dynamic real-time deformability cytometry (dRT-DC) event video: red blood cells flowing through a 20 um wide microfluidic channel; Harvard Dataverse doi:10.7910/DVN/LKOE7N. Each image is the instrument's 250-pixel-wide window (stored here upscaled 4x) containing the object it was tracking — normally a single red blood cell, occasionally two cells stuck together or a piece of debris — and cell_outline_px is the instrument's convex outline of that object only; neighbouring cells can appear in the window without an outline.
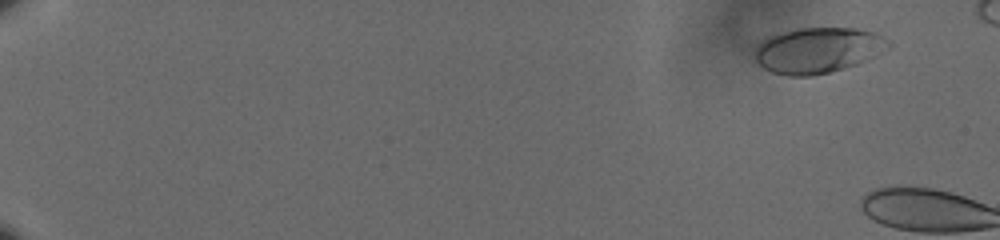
{"species": "human", "species_latin": "Homo sapiens", "temperature_condition": "cold", "stored_images_in_passage": 9, "camera_frame_rate_fps": 3000, "um_per_image_px": 0.085, "donor": {"sex": "male"}, "frame": {"image": 1, "passage_image": 6, "time_ms": 1.667, "image_size_px": [1000, 240], "cell_outline_px": [[892, 44], [888, 48], [856, 64], [844, 68], [812, 76], [788, 76], [772, 72], [764, 68], [756, 60], [756, 48], [764, 40], [772, 36], [796, 28], [856, 28], [872, 32], [880, 36]], "centroid_in_image_um": [69.51, 4.27], "position_along_channel_um": 15.5, "area_um2": 34.8}}